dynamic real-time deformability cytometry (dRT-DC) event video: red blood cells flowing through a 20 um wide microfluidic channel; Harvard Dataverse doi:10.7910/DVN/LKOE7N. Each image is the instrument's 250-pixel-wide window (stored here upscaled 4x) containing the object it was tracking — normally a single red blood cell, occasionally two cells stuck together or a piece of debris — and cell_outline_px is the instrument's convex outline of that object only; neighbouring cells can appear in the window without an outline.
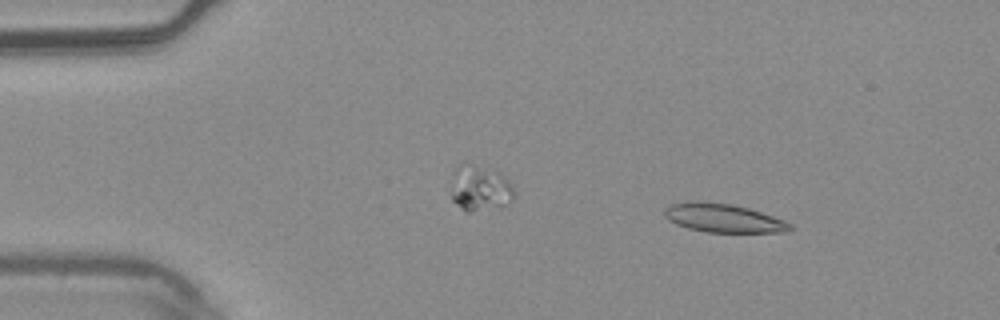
{"species": "common noctule bat (a hibernating species)", "species_latin": "Nyctalus noctula", "temperature_condition": "warm", "stored_images_in_passage": 6, "camera_frame_rate_fps": 3000, "um_per_image_px": 0.085, "animal": {"sex": "male", "body_mass_g": 20.4}, "frame": {"image": 1, "passage_image": 3, "time_ms": 0.667, "image_size_px": [1000, 320], "cell_outline_px": [[796, 228], [784, 232], [708, 232], [688, 228], [676, 224], [668, 220], [664, 216], [664, 208], [672, 204], [688, 200], [692, 200], [732, 204], [748, 208], [784, 220], [792, 224]], "centroid_in_image_um": [61.46, 18.53], "position_along_channel_um": 23.5, "area_um2": 21.04}}
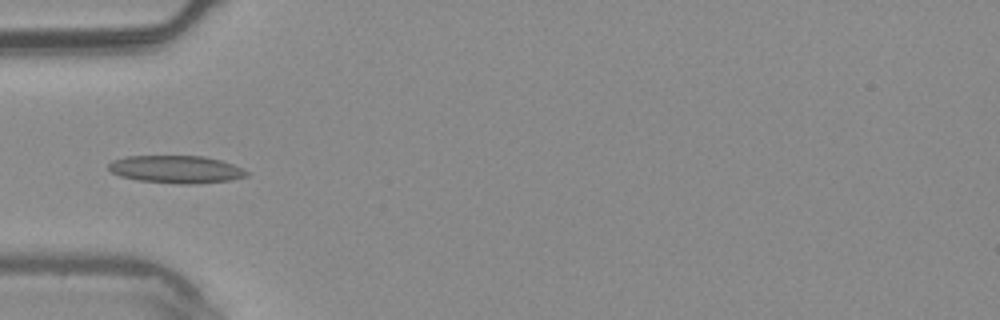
{"frame": {"image": 2, "passage_image": 6, "time_ms": 1.667, "image_size_px": [1000, 320], "cell_outline_px": [[248, 176], [232, 180], [192, 184], [180, 184], [136, 180], [120, 176], [112, 172], [108, 168], [108, 164], [112, 160], [124, 156], [204, 156], [220, 160], [244, 168], [248, 172]], "centroid_in_image_um": [14.97, 14.39], "position_along_channel_um": 70.0, "area_um2": 22.37}}